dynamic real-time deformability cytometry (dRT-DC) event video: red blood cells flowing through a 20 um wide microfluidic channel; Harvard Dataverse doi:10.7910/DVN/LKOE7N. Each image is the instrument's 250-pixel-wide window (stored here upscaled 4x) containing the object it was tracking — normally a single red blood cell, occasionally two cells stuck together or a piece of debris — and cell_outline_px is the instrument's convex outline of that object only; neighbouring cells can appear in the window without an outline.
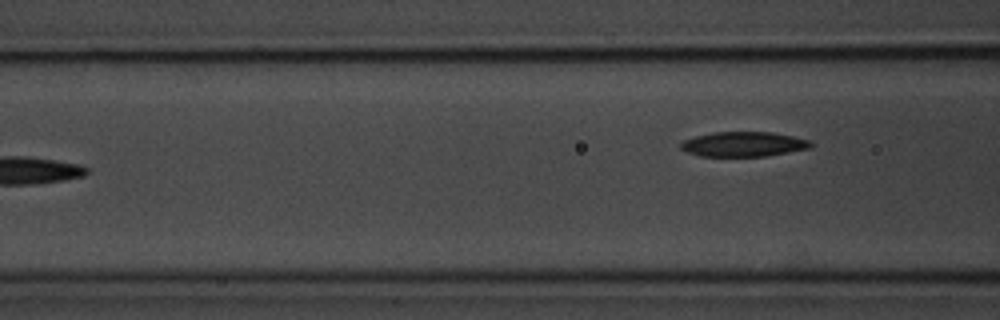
{"species": "common noctule bat (a hibernating species)", "species_latin": "Nyctalus noctula", "temperature_condition": "room temperature", "stored_images_in_passage": 7, "camera_frame_rate_fps": 3000, "um_per_image_px": 0.085, "animal": {"sex": "male", "body_mass_g": 20.1, "forearm_length_mm": 53.5}, "frame": {"image": 1, "passage_image": 7, "time_ms": 7.0, "image_size_px": [1000, 320], "cell_outline_px": [[812, 148], [764, 156], [700, 156], [688, 152], [680, 148], [680, 144], [684, 140], [696, 136], [712, 132], [772, 132], [792, 136], [808, 140], [812, 144]], "centroid_in_image_um": [63.19, 12.25], "position_along_channel_um": 103.4, "area_um2": 18.67}}